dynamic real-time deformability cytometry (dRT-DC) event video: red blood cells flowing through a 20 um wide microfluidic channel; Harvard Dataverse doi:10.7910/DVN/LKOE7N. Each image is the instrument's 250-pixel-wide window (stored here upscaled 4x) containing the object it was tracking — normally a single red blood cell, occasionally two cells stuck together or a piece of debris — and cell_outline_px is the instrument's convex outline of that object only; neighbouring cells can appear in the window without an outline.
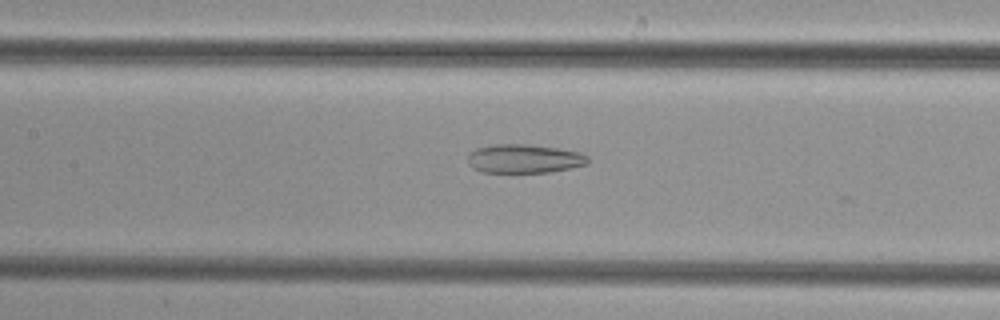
{"species": "common noctule bat (a hibernating species)", "species_latin": "Nyctalus noctula", "temperature_condition": "cold", "stored_images_in_passage": 51, "camera_frame_rate_fps": 3000, "um_per_image_px": 0.085, "animal": {"sex": "female", "body_mass_g": 29.2, "forearm_length_mm": 56.3}, "frame": {"image": 1, "passage_image": 24, "time_ms": 7.667, "image_size_px": [1000, 320], "cell_outline_px": [[588, 164], [552, 172], [480, 172], [472, 168], [468, 164], [468, 156], [476, 148], [492, 144], [528, 144], [556, 148], [580, 152], [588, 156]], "centroid_in_image_um": [44.54, 13.49], "position_along_channel_um": 162.9, "area_um2": 20.23}}
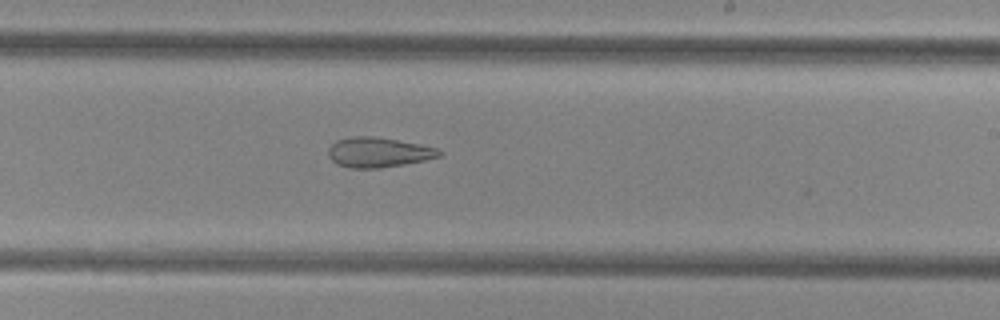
{"frame": {"image": 2, "passage_image": 31, "time_ms": 10.0, "image_size_px": [1000, 320], "cell_outline_px": [[444, 152], [440, 156], [424, 160], [404, 164], [380, 168], [348, 168], [336, 164], [328, 156], [328, 148], [336, 140], [352, 136], [372, 136], [420, 144], [436, 148]], "centroid_in_image_um": [32.13, 12.95], "position_along_channel_um": 256.9, "area_um2": 19.36}}
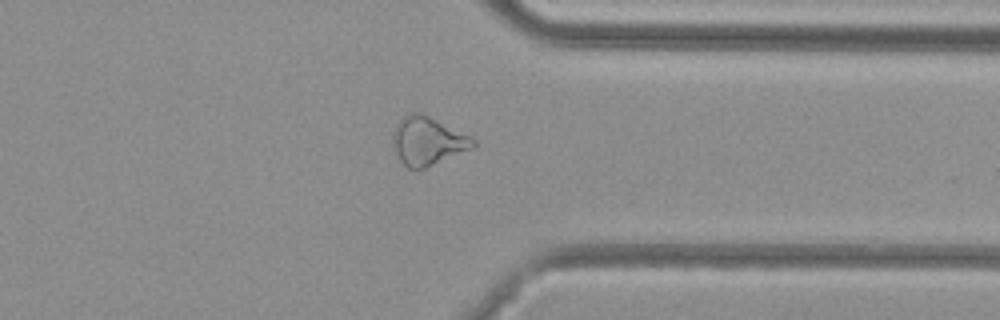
{"frame": {"image": 3, "passage_image": 40, "time_ms": 13.0, "image_size_px": [1000, 320], "cell_outline_px": [[476, 144], [472, 148], [424, 168], [408, 168], [400, 160], [396, 152], [392, 136], [396, 124], [408, 112], [420, 112], [476, 140]], "centroid_in_image_um": [36.32, 11.97], "position_along_channel_um": 375.1, "area_um2": 21.91}}